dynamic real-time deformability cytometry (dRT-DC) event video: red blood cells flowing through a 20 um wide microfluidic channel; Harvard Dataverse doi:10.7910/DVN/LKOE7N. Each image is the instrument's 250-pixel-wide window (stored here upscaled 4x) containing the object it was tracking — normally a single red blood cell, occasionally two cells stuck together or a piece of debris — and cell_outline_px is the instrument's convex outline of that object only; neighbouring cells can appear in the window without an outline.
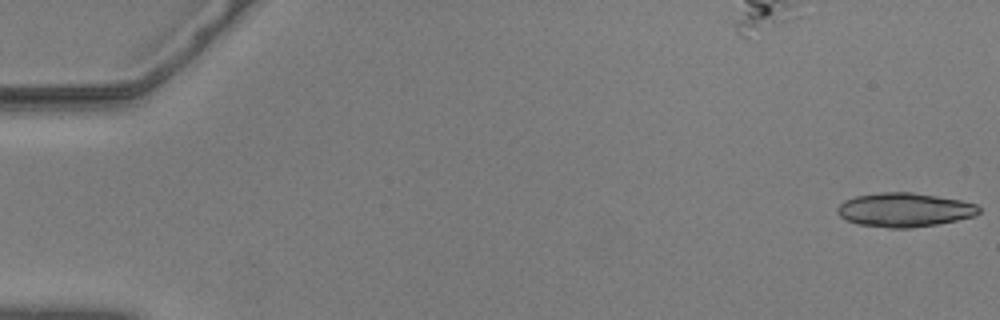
{"species": "common noctule bat (a hibernating species)", "species_latin": "Nyctalus noctula", "temperature_condition": "warm", "stored_images_in_passage": 56, "camera_frame_rate_fps": 3000, "um_per_image_px": 0.085, "animal": {"sex": "male", "body_mass_g": 20.5, "forearm_length_mm": 52.5}, "frame": {"image": 1, "passage_image": 1, "time_ms": 0.0, "image_size_px": [1000, 320], "cell_outline_px": [[980, 212], [976, 216], [936, 224], [912, 228], [888, 228], [860, 224], [848, 220], [840, 216], [836, 212], [836, 208], [844, 200], [856, 196], [880, 192], [912, 192], [960, 200], [976, 204], [980, 208]], "centroid_in_image_um": [76.88, 17.83], "position_along_channel_um": 8.1, "area_um2": 27.98}}
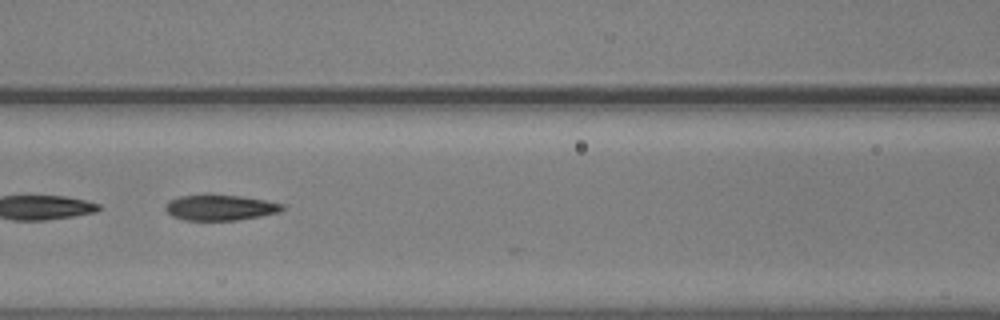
{"frame": {"image": 2, "passage_image": 26, "time_ms": 8.333, "image_size_px": [1000, 320], "cell_outline_px": [[284, 208], [280, 212], [260, 216], [236, 220], [184, 220], [172, 216], [164, 208], [164, 204], [168, 200], [180, 196], [240, 196], [264, 200], [284, 204]], "centroid_in_image_um": [18.7, 17.66], "position_along_channel_um": 147.9, "area_um2": 17.11}}
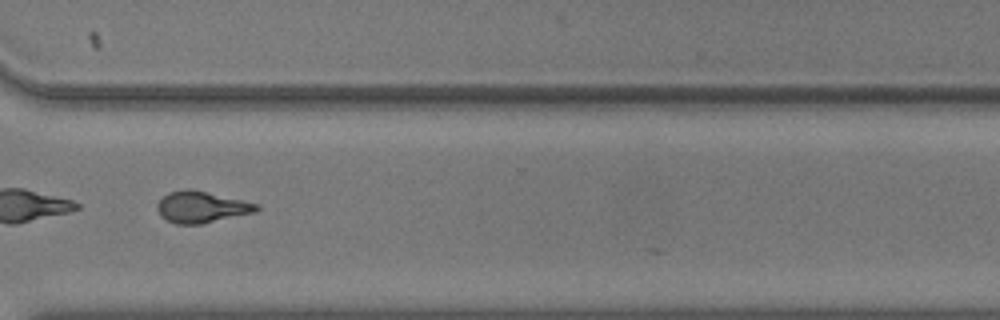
{"frame": {"image": 3, "passage_image": 43, "time_ms": 14.0, "image_size_px": [1000, 320], "cell_outline_px": [[260, 208], [256, 212], [200, 224], [176, 224], [160, 216], [156, 208], [156, 204], [168, 192], [184, 188], [192, 188], [260, 204]], "centroid_in_image_um": [17.12, 17.58], "position_along_channel_um": 353.5, "area_um2": 18.38}, "authors_computed_cell_mechanics": {"area_um2": 18.7561, "velocity_mm_per_s": 3.6335, "shape_relaxation_time_tau1_ms": 5.8999, "shape_relaxation_time_tau2_ms": 2.1542, "deformation_change_tau1": 0.2007, "deformation_change_tau2": 0.1025}}